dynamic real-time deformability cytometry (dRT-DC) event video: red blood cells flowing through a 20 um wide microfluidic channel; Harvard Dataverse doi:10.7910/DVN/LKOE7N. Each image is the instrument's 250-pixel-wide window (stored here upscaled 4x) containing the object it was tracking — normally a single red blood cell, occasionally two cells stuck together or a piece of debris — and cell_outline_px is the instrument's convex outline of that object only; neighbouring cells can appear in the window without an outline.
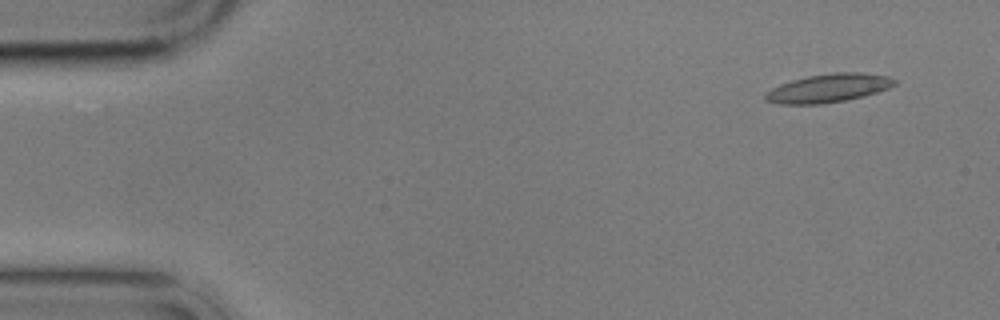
{"species": "common noctule bat (a hibernating species)", "species_latin": "Nyctalus noctula", "temperature_condition": "cold", "stored_images_in_passage": 15, "camera_frame_rate_fps": 3000, "um_per_image_px": 0.085, "animal": {"sex": "male", "body_mass_g": 17.9}, "frame": {"image": 1, "passage_image": 2, "time_ms": 1.0, "image_size_px": [1000, 320], "cell_outline_px": [[896, 84], [888, 88], [864, 96], [844, 100], [820, 104], [780, 104], [764, 100], [764, 92], [780, 84], [792, 80], [808, 76], [832, 72], [860, 72], [888, 76], [896, 80]], "centroid_in_image_um": [70.39, 7.48], "position_along_channel_um": 14.6, "area_um2": 21.44}}
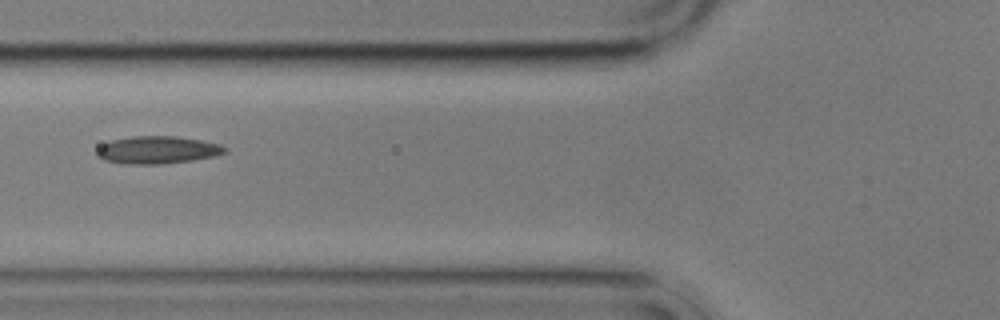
{"frame": {"image": 2, "passage_image": 6, "time_ms": 6.667, "image_size_px": [1000, 320], "cell_outline_px": [[228, 152], [212, 156], [192, 160], [160, 164], [124, 164], [104, 160], [96, 156], [96, 148], [100, 144], [112, 140], [132, 136], [176, 136], [200, 140], [220, 144], [228, 148]], "centroid_in_image_um": [13.34, 12.74], "position_along_channel_um": 112.5, "area_um2": 20.69}}
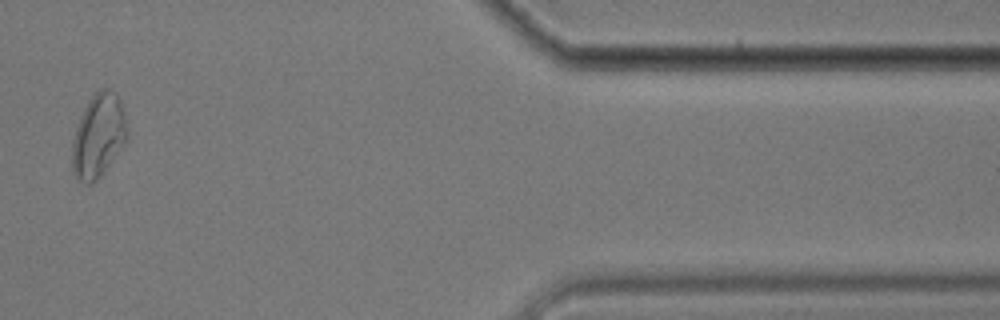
{"frame": {"image": 3, "passage_image": 14, "time_ms": 16.333, "image_size_px": [1000, 320], "cell_outline_px": [[128, 140], [100, 176], [92, 184], [84, 184], [76, 180], [72, 172], [72, 140], [80, 116], [88, 100], [100, 88], [108, 88], [116, 92], [120, 100], [124, 112], [128, 128]], "centroid_in_image_um": [8.36, 11.55], "position_along_channel_um": 403.0, "area_um2": 27.22}, "authors_computed_cell_mechanics": {"area_um2": 20.5768, "velocity_mm_per_s": 3.4703, "shape_relaxation_time_tau1_ms": null, "shape_relaxation_time_tau2_ms": 3.5305, "deformation_change_tau1": null, "deformation_change_tau2": 0.1031}}